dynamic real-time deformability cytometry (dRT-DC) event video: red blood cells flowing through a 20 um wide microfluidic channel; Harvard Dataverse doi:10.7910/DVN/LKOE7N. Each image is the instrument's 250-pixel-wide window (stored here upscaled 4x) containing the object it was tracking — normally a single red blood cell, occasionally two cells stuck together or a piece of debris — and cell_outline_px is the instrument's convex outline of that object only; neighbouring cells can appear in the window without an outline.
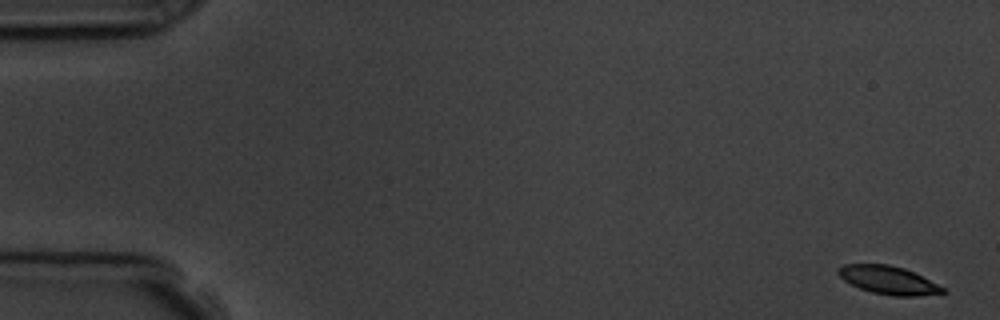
{"species": "common noctule bat (a hibernating species)", "species_latin": "Nyctalus noctula", "temperature_condition": "room temperature", "stored_images_in_passage": 5, "segment_of_instrument_passage": [2, 2], "camera_frame_rate_fps": 3000, "um_per_image_px": 0.085, "animal": {"sex": "male", "body_mass_g": 19.5, "forearm_length_mm": 54.6}, "frame": {"image": 1, "passage_image": 5, "time_ms": 6.333, "image_size_px": [1000, 320], "cell_outline_px": [[948, 292], [916, 296], [892, 296], [872, 292], [860, 288], [844, 280], [836, 272], [836, 268], [844, 264], [888, 264], [904, 268], [944, 288]], "centroid_in_image_um": [75.46, 23.8], "position_along_channel_um": 9.5, "area_um2": 16.94}}